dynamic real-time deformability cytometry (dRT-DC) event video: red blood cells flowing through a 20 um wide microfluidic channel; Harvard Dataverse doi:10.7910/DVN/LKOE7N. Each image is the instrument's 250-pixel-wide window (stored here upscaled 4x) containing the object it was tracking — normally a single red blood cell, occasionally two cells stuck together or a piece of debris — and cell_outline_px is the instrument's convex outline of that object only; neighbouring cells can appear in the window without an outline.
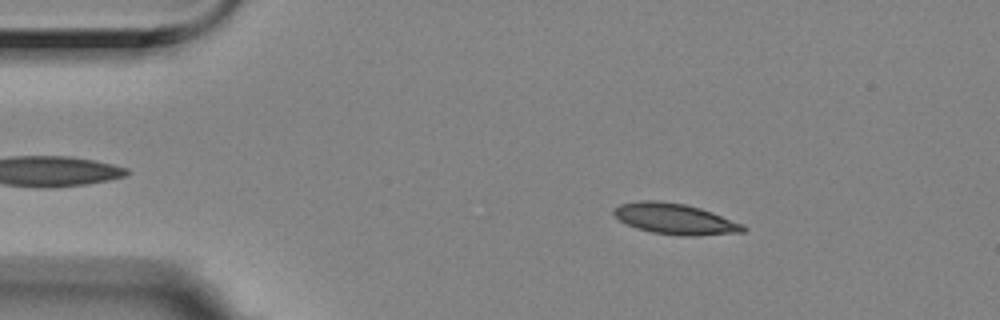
{"species": "Egyptian fruit bat (a non-hibernating species)", "species_latin": "Rousettus aegyptiacus", "temperature_condition": "room temperature", "stored_images_in_passage": 47, "camera_frame_rate_fps": 3000, "um_per_image_px": 0.085, "animal": {"sex": "female"}, "frame": {"image": 1, "passage_image": 8, "time_ms": 2.333, "image_size_px": [1000, 320], "cell_outline_px": [[748, 228], [744, 232], [696, 236], [680, 236], [652, 232], [636, 228], [620, 220], [612, 212], [620, 204], [640, 200], [656, 200], [684, 204], [700, 208], [712, 212], [744, 224]], "centroid_in_image_um": [57.42, 18.61], "position_along_channel_um": 27.6, "area_um2": 23.24}}
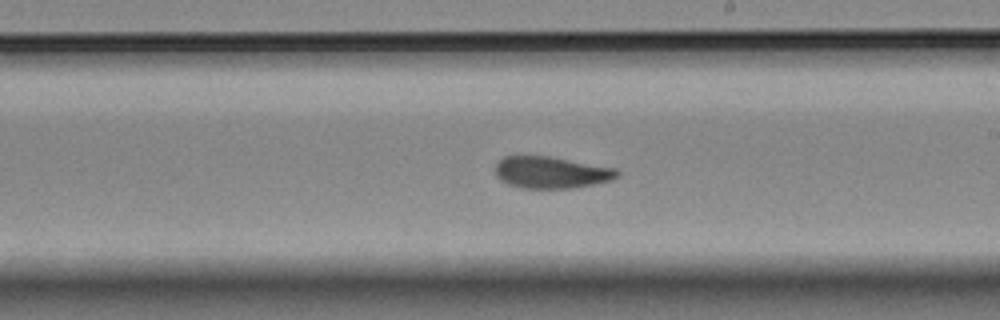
{"frame": {"image": 2, "passage_image": 31, "time_ms": 10.0, "image_size_px": [1000, 320], "cell_outline_px": [[620, 176], [612, 180], [572, 188], [520, 188], [508, 184], [500, 180], [496, 176], [496, 164], [504, 156], [548, 156], [616, 168], [620, 172]], "centroid_in_image_um": [46.86, 14.66], "position_along_channel_um": 242.1, "area_um2": 22.54}}
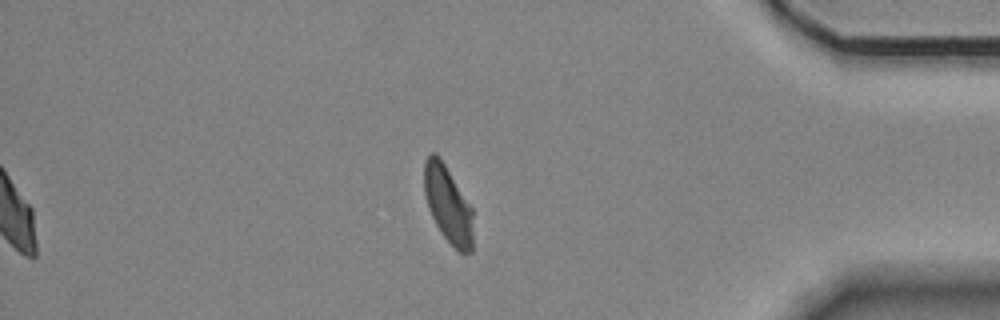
{"frame": {"image": 3, "passage_image": 47, "time_ms": 15.333, "image_size_px": [1000, 320], "cell_outline_px": [[472, 252], [464, 256], [444, 236], [436, 224], [428, 208], [424, 192], [424, 160], [432, 152], [436, 152], [440, 156], [472, 208]], "centroid_in_image_um": [38.07, 17.35], "position_along_channel_um": 397.1, "area_um2": 21.85}, "authors_computed_cell_mechanics": {"area_um2": 23.0622, "velocity_mm_per_s": 3.5065, "shape_relaxation_time_tau1_ms": null, "shape_relaxation_time_tau2_ms": 3.1337, "deformation_change_tau1": null, "deformation_change_tau2": 0.0704}}